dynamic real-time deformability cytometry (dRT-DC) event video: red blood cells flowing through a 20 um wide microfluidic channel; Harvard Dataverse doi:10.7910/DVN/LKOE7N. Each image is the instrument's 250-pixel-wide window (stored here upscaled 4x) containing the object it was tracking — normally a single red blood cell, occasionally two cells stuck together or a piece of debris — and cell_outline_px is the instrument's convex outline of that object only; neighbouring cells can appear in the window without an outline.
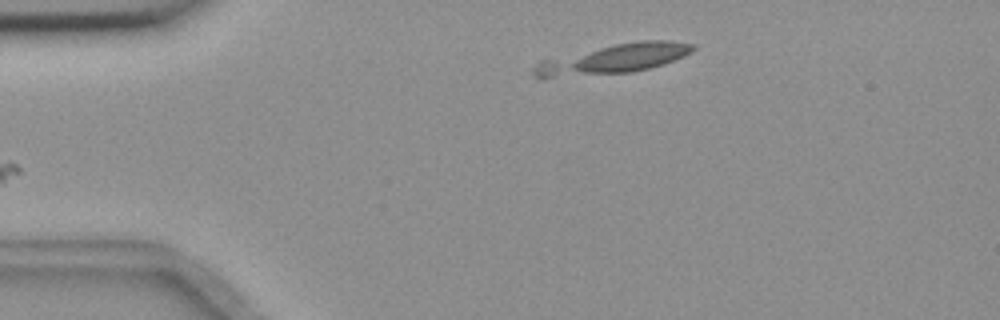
{"species": "common noctule bat (a hibernating species)", "species_latin": "Nyctalus noctula", "temperature_condition": "room temperature", "stored_images_in_passage": 2, "camera_frame_rate_fps": 3000, "um_per_image_px": 0.085, "animal": {"sex": "female", "body_mass_g": 18.4}, "frame": {"image": 1, "passage_image": 2, "time_ms": 0.333, "image_size_px": [1000, 320], "cell_outline_px": [[696, 48], [692, 52], [684, 56], [648, 68], [628, 72], [544, 80], [536, 76], [532, 72], [532, 68], [540, 60], [616, 44], [640, 40], [672, 40], [696, 44]], "centroid_in_image_um": [52.07, 5.03], "position_along_channel_um": 32.9, "area_um2": 27.51}}